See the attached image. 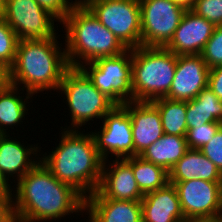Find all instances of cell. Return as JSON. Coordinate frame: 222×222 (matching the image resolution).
Instances as JSON below:
<instances>
[{"label": "cell", "instance_id": "cell-35", "mask_svg": "<svg viewBox=\"0 0 222 222\" xmlns=\"http://www.w3.org/2000/svg\"><path fill=\"white\" fill-rule=\"evenodd\" d=\"M8 183V180L4 177L0 168V192H12L13 189H11V186Z\"/></svg>", "mask_w": 222, "mask_h": 222}, {"label": "cell", "instance_id": "cell-3", "mask_svg": "<svg viewBox=\"0 0 222 222\" xmlns=\"http://www.w3.org/2000/svg\"><path fill=\"white\" fill-rule=\"evenodd\" d=\"M57 38L19 40L15 62L9 69V83L17 87L24 84L22 91L26 89L32 95L58 90L70 65Z\"/></svg>", "mask_w": 222, "mask_h": 222}, {"label": "cell", "instance_id": "cell-37", "mask_svg": "<svg viewBox=\"0 0 222 222\" xmlns=\"http://www.w3.org/2000/svg\"><path fill=\"white\" fill-rule=\"evenodd\" d=\"M185 222H222V216L211 217V218H192Z\"/></svg>", "mask_w": 222, "mask_h": 222}, {"label": "cell", "instance_id": "cell-10", "mask_svg": "<svg viewBox=\"0 0 222 222\" xmlns=\"http://www.w3.org/2000/svg\"><path fill=\"white\" fill-rule=\"evenodd\" d=\"M55 19L36 0H5L4 20L19 40L54 38Z\"/></svg>", "mask_w": 222, "mask_h": 222}, {"label": "cell", "instance_id": "cell-26", "mask_svg": "<svg viewBox=\"0 0 222 222\" xmlns=\"http://www.w3.org/2000/svg\"><path fill=\"white\" fill-rule=\"evenodd\" d=\"M19 38L3 19H0V63L8 70L13 66Z\"/></svg>", "mask_w": 222, "mask_h": 222}, {"label": "cell", "instance_id": "cell-33", "mask_svg": "<svg viewBox=\"0 0 222 222\" xmlns=\"http://www.w3.org/2000/svg\"><path fill=\"white\" fill-rule=\"evenodd\" d=\"M208 87L222 100V65L213 67L209 70Z\"/></svg>", "mask_w": 222, "mask_h": 222}, {"label": "cell", "instance_id": "cell-19", "mask_svg": "<svg viewBox=\"0 0 222 222\" xmlns=\"http://www.w3.org/2000/svg\"><path fill=\"white\" fill-rule=\"evenodd\" d=\"M8 137L10 135L0 134V168L8 181H10V177L13 176L12 178H14L17 175L18 182L40 161H37L36 158L32 161L33 156L36 157V154H38L39 147L31 145L29 148L28 146L25 148L21 142ZM31 155L32 158L30 157Z\"/></svg>", "mask_w": 222, "mask_h": 222}, {"label": "cell", "instance_id": "cell-22", "mask_svg": "<svg viewBox=\"0 0 222 222\" xmlns=\"http://www.w3.org/2000/svg\"><path fill=\"white\" fill-rule=\"evenodd\" d=\"M186 110L188 129L209 122L222 123V100L209 87L203 89L194 99L186 101Z\"/></svg>", "mask_w": 222, "mask_h": 222}, {"label": "cell", "instance_id": "cell-14", "mask_svg": "<svg viewBox=\"0 0 222 222\" xmlns=\"http://www.w3.org/2000/svg\"><path fill=\"white\" fill-rule=\"evenodd\" d=\"M210 68L201 55H179L174 78L166 98L179 101L194 99L208 87Z\"/></svg>", "mask_w": 222, "mask_h": 222}, {"label": "cell", "instance_id": "cell-6", "mask_svg": "<svg viewBox=\"0 0 222 222\" xmlns=\"http://www.w3.org/2000/svg\"><path fill=\"white\" fill-rule=\"evenodd\" d=\"M66 96L70 108L72 127L80 129L93 118L103 117L116 105L109 97L96 88L88 76L77 67H70L64 74L58 88Z\"/></svg>", "mask_w": 222, "mask_h": 222}, {"label": "cell", "instance_id": "cell-23", "mask_svg": "<svg viewBox=\"0 0 222 222\" xmlns=\"http://www.w3.org/2000/svg\"><path fill=\"white\" fill-rule=\"evenodd\" d=\"M19 88L10 83L0 87V134H8L6 129L8 130L9 126L14 129V126L21 124L20 122H23L21 120H24L28 111L26 104L30 103L28 99L33 95L27 92L26 98L23 99L19 93L22 89Z\"/></svg>", "mask_w": 222, "mask_h": 222}, {"label": "cell", "instance_id": "cell-8", "mask_svg": "<svg viewBox=\"0 0 222 222\" xmlns=\"http://www.w3.org/2000/svg\"><path fill=\"white\" fill-rule=\"evenodd\" d=\"M128 49L141 46L139 0H80Z\"/></svg>", "mask_w": 222, "mask_h": 222}, {"label": "cell", "instance_id": "cell-30", "mask_svg": "<svg viewBox=\"0 0 222 222\" xmlns=\"http://www.w3.org/2000/svg\"><path fill=\"white\" fill-rule=\"evenodd\" d=\"M79 1L80 0H75V2H70L69 0H36V2L52 14L60 24Z\"/></svg>", "mask_w": 222, "mask_h": 222}, {"label": "cell", "instance_id": "cell-5", "mask_svg": "<svg viewBox=\"0 0 222 222\" xmlns=\"http://www.w3.org/2000/svg\"><path fill=\"white\" fill-rule=\"evenodd\" d=\"M177 55L165 47L132 48V101L152 102L170 90Z\"/></svg>", "mask_w": 222, "mask_h": 222}, {"label": "cell", "instance_id": "cell-24", "mask_svg": "<svg viewBox=\"0 0 222 222\" xmlns=\"http://www.w3.org/2000/svg\"><path fill=\"white\" fill-rule=\"evenodd\" d=\"M161 116L163 132L168 135L186 137V101L171 100L166 97L151 102Z\"/></svg>", "mask_w": 222, "mask_h": 222}, {"label": "cell", "instance_id": "cell-4", "mask_svg": "<svg viewBox=\"0 0 222 222\" xmlns=\"http://www.w3.org/2000/svg\"><path fill=\"white\" fill-rule=\"evenodd\" d=\"M62 24L66 32L64 49L70 67L79 68L84 63L115 56L127 49L81 1L72 8Z\"/></svg>", "mask_w": 222, "mask_h": 222}, {"label": "cell", "instance_id": "cell-29", "mask_svg": "<svg viewBox=\"0 0 222 222\" xmlns=\"http://www.w3.org/2000/svg\"><path fill=\"white\" fill-rule=\"evenodd\" d=\"M191 10L215 26L222 25V0H195Z\"/></svg>", "mask_w": 222, "mask_h": 222}, {"label": "cell", "instance_id": "cell-13", "mask_svg": "<svg viewBox=\"0 0 222 222\" xmlns=\"http://www.w3.org/2000/svg\"><path fill=\"white\" fill-rule=\"evenodd\" d=\"M103 161L102 177L98 189L86 198H108L122 201H141L144 197L138 188L132 170V157L115 159L106 166ZM108 167V168H107ZM107 169V170H106Z\"/></svg>", "mask_w": 222, "mask_h": 222}, {"label": "cell", "instance_id": "cell-21", "mask_svg": "<svg viewBox=\"0 0 222 222\" xmlns=\"http://www.w3.org/2000/svg\"><path fill=\"white\" fill-rule=\"evenodd\" d=\"M188 149L186 137L164 133L139 156L169 172Z\"/></svg>", "mask_w": 222, "mask_h": 222}, {"label": "cell", "instance_id": "cell-27", "mask_svg": "<svg viewBox=\"0 0 222 222\" xmlns=\"http://www.w3.org/2000/svg\"><path fill=\"white\" fill-rule=\"evenodd\" d=\"M222 127L220 122H209L204 125L190 128L186 133V141L189 149H201L206 145Z\"/></svg>", "mask_w": 222, "mask_h": 222}, {"label": "cell", "instance_id": "cell-18", "mask_svg": "<svg viewBox=\"0 0 222 222\" xmlns=\"http://www.w3.org/2000/svg\"><path fill=\"white\" fill-rule=\"evenodd\" d=\"M85 211L89 222H142L141 201L85 198Z\"/></svg>", "mask_w": 222, "mask_h": 222}, {"label": "cell", "instance_id": "cell-1", "mask_svg": "<svg viewBox=\"0 0 222 222\" xmlns=\"http://www.w3.org/2000/svg\"><path fill=\"white\" fill-rule=\"evenodd\" d=\"M16 183L13 192L16 222L56 221L85 211V197L71 185L57 180L41 161Z\"/></svg>", "mask_w": 222, "mask_h": 222}, {"label": "cell", "instance_id": "cell-20", "mask_svg": "<svg viewBox=\"0 0 222 222\" xmlns=\"http://www.w3.org/2000/svg\"><path fill=\"white\" fill-rule=\"evenodd\" d=\"M192 179L222 182V173L200 150L188 149L169 171V182H183Z\"/></svg>", "mask_w": 222, "mask_h": 222}, {"label": "cell", "instance_id": "cell-15", "mask_svg": "<svg viewBox=\"0 0 222 222\" xmlns=\"http://www.w3.org/2000/svg\"><path fill=\"white\" fill-rule=\"evenodd\" d=\"M215 27L213 23L196 15L192 10H186L165 48L177 56L200 55Z\"/></svg>", "mask_w": 222, "mask_h": 222}, {"label": "cell", "instance_id": "cell-9", "mask_svg": "<svg viewBox=\"0 0 222 222\" xmlns=\"http://www.w3.org/2000/svg\"><path fill=\"white\" fill-rule=\"evenodd\" d=\"M141 46L165 47L186 11L172 0H139Z\"/></svg>", "mask_w": 222, "mask_h": 222}, {"label": "cell", "instance_id": "cell-16", "mask_svg": "<svg viewBox=\"0 0 222 222\" xmlns=\"http://www.w3.org/2000/svg\"><path fill=\"white\" fill-rule=\"evenodd\" d=\"M123 106L131 118L134 156H139L163 136L161 116L151 102L131 101Z\"/></svg>", "mask_w": 222, "mask_h": 222}, {"label": "cell", "instance_id": "cell-32", "mask_svg": "<svg viewBox=\"0 0 222 222\" xmlns=\"http://www.w3.org/2000/svg\"><path fill=\"white\" fill-rule=\"evenodd\" d=\"M12 192H0V222H16Z\"/></svg>", "mask_w": 222, "mask_h": 222}, {"label": "cell", "instance_id": "cell-36", "mask_svg": "<svg viewBox=\"0 0 222 222\" xmlns=\"http://www.w3.org/2000/svg\"><path fill=\"white\" fill-rule=\"evenodd\" d=\"M177 5L183 7L185 10H191L194 7L195 0H172Z\"/></svg>", "mask_w": 222, "mask_h": 222}, {"label": "cell", "instance_id": "cell-28", "mask_svg": "<svg viewBox=\"0 0 222 222\" xmlns=\"http://www.w3.org/2000/svg\"><path fill=\"white\" fill-rule=\"evenodd\" d=\"M200 55L210 69L222 65V25L215 27Z\"/></svg>", "mask_w": 222, "mask_h": 222}, {"label": "cell", "instance_id": "cell-34", "mask_svg": "<svg viewBox=\"0 0 222 222\" xmlns=\"http://www.w3.org/2000/svg\"><path fill=\"white\" fill-rule=\"evenodd\" d=\"M9 83V70L0 63V87Z\"/></svg>", "mask_w": 222, "mask_h": 222}, {"label": "cell", "instance_id": "cell-2", "mask_svg": "<svg viewBox=\"0 0 222 222\" xmlns=\"http://www.w3.org/2000/svg\"><path fill=\"white\" fill-rule=\"evenodd\" d=\"M61 141L49 155L37 158L54 177L79 191L85 198L95 192L101 182L103 159L93 135L63 129Z\"/></svg>", "mask_w": 222, "mask_h": 222}, {"label": "cell", "instance_id": "cell-25", "mask_svg": "<svg viewBox=\"0 0 222 222\" xmlns=\"http://www.w3.org/2000/svg\"><path fill=\"white\" fill-rule=\"evenodd\" d=\"M132 170L143 195L158 190L169 182L168 171L141 156H132Z\"/></svg>", "mask_w": 222, "mask_h": 222}, {"label": "cell", "instance_id": "cell-11", "mask_svg": "<svg viewBox=\"0 0 222 222\" xmlns=\"http://www.w3.org/2000/svg\"><path fill=\"white\" fill-rule=\"evenodd\" d=\"M100 131L92 132L100 157L107 161L113 154L115 159H126L134 156L131 118L123 105H115L104 117Z\"/></svg>", "mask_w": 222, "mask_h": 222}, {"label": "cell", "instance_id": "cell-38", "mask_svg": "<svg viewBox=\"0 0 222 222\" xmlns=\"http://www.w3.org/2000/svg\"><path fill=\"white\" fill-rule=\"evenodd\" d=\"M5 15V0H0V19H3Z\"/></svg>", "mask_w": 222, "mask_h": 222}, {"label": "cell", "instance_id": "cell-17", "mask_svg": "<svg viewBox=\"0 0 222 222\" xmlns=\"http://www.w3.org/2000/svg\"><path fill=\"white\" fill-rule=\"evenodd\" d=\"M142 222H185L175 186L164 187L147 193L141 199Z\"/></svg>", "mask_w": 222, "mask_h": 222}, {"label": "cell", "instance_id": "cell-7", "mask_svg": "<svg viewBox=\"0 0 222 222\" xmlns=\"http://www.w3.org/2000/svg\"><path fill=\"white\" fill-rule=\"evenodd\" d=\"M79 68L116 105L132 101V49L127 48L115 56L98 58Z\"/></svg>", "mask_w": 222, "mask_h": 222}, {"label": "cell", "instance_id": "cell-12", "mask_svg": "<svg viewBox=\"0 0 222 222\" xmlns=\"http://www.w3.org/2000/svg\"><path fill=\"white\" fill-rule=\"evenodd\" d=\"M169 183L177 190L185 220L222 216V182L192 179Z\"/></svg>", "mask_w": 222, "mask_h": 222}, {"label": "cell", "instance_id": "cell-31", "mask_svg": "<svg viewBox=\"0 0 222 222\" xmlns=\"http://www.w3.org/2000/svg\"><path fill=\"white\" fill-rule=\"evenodd\" d=\"M222 173V127L217 131L213 139L199 149Z\"/></svg>", "mask_w": 222, "mask_h": 222}]
</instances>
